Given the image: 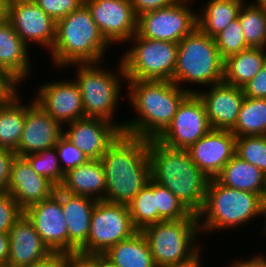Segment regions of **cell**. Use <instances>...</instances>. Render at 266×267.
Here are the masks:
<instances>
[{"label": "cell", "instance_id": "cell-1", "mask_svg": "<svg viewBox=\"0 0 266 267\" xmlns=\"http://www.w3.org/2000/svg\"><path fill=\"white\" fill-rule=\"evenodd\" d=\"M125 82L128 100L137 116L124 123L122 133L147 140L157 139L171 124L179 104L189 92L166 80Z\"/></svg>", "mask_w": 266, "mask_h": 267}, {"label": "cell", "instance_id": "cell-2", "mask_svg": "<svg viewBox=\"0 0 266 267\" xmlns=\"http://www.w3.org/2000/svg\"><path fill=\"white\" fill-rule=\"evenodd\" d=\"M100 160L106 177L105 202L128 205L151 178L147 139L122 133Z\"/></svg>", "mask_w": 266, "mask_h": 267}, {"label": "cell", "instance_id": "cell-3", "mask_svg": "<svg viewBox=\"0 0 266 267\" xmlns=\"http://www.w3.org/2000/svg\"><path fill=\"white\" fill-rule=\"evenodd\" d=\"M151 179L169 189L192 214L205 202L209 178L191 160L187 150L172 149L148 139Z\"/></svg>", "mask_w": 266, "mask_h": 267}, {"label": "cell", "instance_id": "cell-4", "mask_svg": "<svg viewBox=\"0 0 266 267\" xmlns=\"http://www.w3.org/2000/svg\"><path fill=\"white\" fill-rule=\"evenodd\" d=\"M110 44L103 37L90 10L83 3L56 21V35L49 53L59 69L72 64L100 63ZM103 59V60H102Z\"/></svg>", "mask_w": 266, "mask_h": 267}, {"label": "cell", "instance_id": "cell-5", "mask_svg": "<svg viewBox=\"0 0 266 267\" xmlns=\"http://www.w3.org/2000/svg\"><path fill=\"white\" fill-rule=\"evenodd\" d=\"M197 216L200 233H219L221 229L243 227L255 217H262L263 201L259 194L230 188L210 178L204 206Z\"/></svg>", "mask_w": 266, "mask_h": 267}, {"label": "cell", "instance_id": "cell-6", "mask_svg": "<svg viewBox=\"0 0 266 267\" xmlns=\"http://www.w3.org/2000/svg\"><path fill=\"white\" fill-rule=\"evenodd\" d=\"M223 66L224 60L214 38L196 27L178 43L172 82L189 93H195L194 88H186L187 83L208 87L223 82Z\"/></svg>", "mask_w": 266, "mask_h": 267}, {"label": "cell", "instance_id": "cell-7", "mask_svg": "<svg viewBox=\"0 0 266 267\" xmlns=\"http://www.w3.org/2000/svg\"><path fill=\"white\" fill-rule=\"evenodd\" d=\"M141 232L148 242L156 267L191 261L202 250L196 239L200 235V227L195 214L189 218L150 224Z\"/></svg>", "mask_w": 266, "mask_h": 267}, {"label": "cell", "instance_id": "cell-8", "mask_svg": "<svg viewBox=\"0 0 266 267\" xmlns=\"http://www.w3.org/2000/svg\"><path fill=\"white\" fill-rule=\"evenodd\" d=\"M101 63L103 62L98 63V66L97 63L72 64L67 68L76 65L77 77L74 80L80 90L85 118L112 122L121 97L123 82L120 80H125V73L121 60L116 72L104 69Z\"/></svg>", "mask_w": 266, "mask_h": 267}, {"label": "cell", "instance_id": "cell-9", "mask_svg": "<svg viewBox=\"0 0 266 267\" xmlns=\"http://www.w3.org/2000/svg\"><path fill=\"white\" fill-rule=\"evenodd\" d=\"M127 43H131L130 47L119 59L124 68L125 81H172L177 60L178 43L147 39L137 33ZM132 43L134 44L132 45Z\"/></svg>", "mask_w": 266, "mask_h": 267}, {"label": "cell", "instance_id": "cell-10", "mask_svg": "<svg viewBox=\"0 0 266 267\" xmlns=\"http://www.w3.org/2000/svg\"><path fill=\"white\" fill-rule=\"evenodd\" d=\"M134 227L126 204L97 201L93 209L87 242L78 250L88 255H102L118 242L131 237Z\"/></svg>", "mask_w": 266, "mask_h": 267}, {"label": "cell", "instance_id": "cell-11", "mask_svg": "<svg viewBox=\"0 0 266 267\" xmlns=\"http://www.w3.org/2000/svg\"><path fill=\"white\" fill-rule=\"evenodd\" d=\"M189 2L178 0L169 7L143 13L137 17V34L147 39L179 43L197 27V13Z\"/></svg>", "mask_w": 266, "mask_h": 267}, {"label": "cell", "instance_id": "cell-12", "mask_svg": "<svg viewBox=\"0 0 266 267\" xmlns=\"http://www.w3.org/2000/svg\"><path fill=\"white\" fill-rule=\"evenodd\" d=\"M211 130L202 100L189 93L179 104L167 129L156 139L172 149L187 150Z\"/></svg>", "mask_w": 266, "mask_h": 267}, {"label": "cell", "instance_id": "cell-13", "mask_svg": "<svg viewBox=\"0 0 266 267\" xmlns=\"http://www.w3.org/2000/svg\"><path fill=\"white\" fill-rule=\"evenodd\" d=\"M84 4L110 45H126L137 33V17L130 0H84Z\"/></svg>", "mask_w": 266, "mask_h": 267}, {"label": "cell", "instance_id": "cell-14", "mask_svg": "<svg viewBox=\"0 0 266 267\" xmlns=\"http://www.w3.org/2000/svg\"><path fill=\"white\" fill-rule=\"evenodd\" d=\"M8 21L29 46L37 43L49 52L56 35V21L33 0H10Z\"/></svg>", "mask_w": 266, "mask_h": 267}, {"label": "cell", "instance_id": "cell-15", "mask_svg": "<svg viewBox=\"0 0 266 267\" xmlns=\"http://www.w3.org/2000/svg\"><path fill=\"white\" fill-rule=\"evenodd\" d=\"M23 213L52 253H68V230L62 208V190L56 188L50 198L29 206Z\"/></svg>", "mask_w": 266, "mask_h": 267}, {"label": "cell", "instance_id": "cell-16", "mask_svg": "<svg viewBox=\"0 0 266 267\" xmlns=\"http://www.w3.org/2000/svg\"><path fill=\"white\" fill-rule=\"evenodd\" d=\"M99 118H81L68 123L63 135L89 159H100L122 134L124 121L117 123Z\"/></svg>", "mask_w": 266, "mask_h": 267}, {"label": "cell", "instance_id": "cell-17", "mask_svg": "<svg viewBox=\"0 0 266 267\" xmlns=\"http://www.w3.org/2000/svg\"><path fill=\"white\" fill-rule=\"evenodd\" d=\"M35 102L61 126L85 118L82 97L74 78L43 83L35 94ZM67 123V124H66Z\"/></svg>", "mask_w": 266, "mask_h": 267}, {"label": "cell", "instance_id": "cell-18", "mask_svg": "<svg viewBox=\"0 0 266 267\" xmlns=\"http://www.w3.org/2000/svg\"><path fill=\"white\" fill-rule=\"evenodd\" d=\"M195 93L204 104L211 129L231 131L235 127L245 99L243 88L220 82L207 90L195 89Z\"/></svg>", "mask_w": 266, "mask_h": 267}, {"label": "cell", "instance_id": "cell-19", "mask_svg": "<svg viewBox=\"0 0 266 267\" xmlns=\"http://www.w3.org/2000/svg\"><path fill=\"white\" fill-rule=\"evenodd\" d=\"M62 135L63 127L33 99L26 104L23 132L15 153L17 156L25 157L53 148Z\"/></svg>", "mask_w": 266, "mask_h": 267}, {"label": "cell", "instance_id": "cell-20", "mask_svg": "<svg viewBox=\"0 0 266 267\" xmlns=\"http://www.w3.org/2000/svg\"><path fill=\"white\" fill-rule=\"evenodd\" d=\"M235 140L230 130L211 129L187 151L191 160L209 179L215 178L235 155Z\"/></svg>", "mask_w": 266, "mask_h": 267}, {"label": "cell", "instance_id": "cell-21", "mask_svg": "<svg viewBox=\"0 0 266 267\" xmlns=\"http://www.w3.org/2000/svg\"><path fill=\"white\" fill-rule=\"evenodd\" d=\"M56 188L47 178L38 175L25 157L16 156L7 192L23 211L33 204L50 198Z\"/></svg>", "mask_w": 266, "mask_h": 267}, {"label": "cell", "instance_id": "cell-22", "mask_svg": "<svg viewBox=\"0 0 266 267\" xmlns=\"http://www.w3.org/2000/svg\"><path fill=\"white\" fill-rule=\"evenodd\" d=\"M8 236L9 267H31L53 254L24 213L15 221Z\"/></svg>", "mask_w": 266, "mask_h": 267}, {"label": "cell", "instance_id": "cell-23", "mask_svg": "<svg viewBox=\"0 0 266 267\" xmlns=\"http://www.w3.org/2000/svg\"><path fill=\"white\" fill-rule=\"evenodd\" d=\"M97 200L62 191V208L68 230V253H75L87 242L91 216Z\"/></svg>", "mask_w": 266, "mask_h": 267}, {"label": "cell", "instance_id": "cell-24", "mask_svg": "<svg viewBox=\"0 0 266 267\" xmlns=\"http://www.w3.org/2000/svg\"><path fill=\"white\" fill-rule=\"evenodd\" d=\"M30 46L16 33L9 21L0 26V72L22 84L31 73ZM25 79V81H24Z\"/></svg>", "mask_w": 266, "mask_h": 267}, {"label": "cell", "instance_id": "cell-25", "mask_svg": "<svg viewBox=\"0 0 266 267\" xmlns=\"http://www.w3.org/2000/svg\"><path fill=\"white\" fill-rule=\"evenodd\" d=\"M58 188L70 194L88 196L97 201L104 200L106 177L101 160L91 159L67 170Z\"/></svg>", "mask_w": 266, "mask_h": 267}, {"label": "cell", "instance_id": "cell-26", "mask_svg": "<svg viewBox=\"0 0 266 267\" xmlns=\"http://www.w3.org/2000/svg\"><path fill=\"white\" fill-rule=\"evenodd\" d=\"M266 63V49L249 47L227 57L223 66V82L243 87Z\"/></svg>", "mask_w": 266, "mask_h": 267}, {"label": "cell", "instance_id": "cell-27", "mask_svg": "<svg viewBox=\"0 0 266 267\" xmlns=\"http://www.w3.org/2000/svg\"><path fill=\"white\" fill-rule=\"evenodd\" d=\"M102 255L118 267H156L141 231L113 245Z\"/></svg>", "mask_w": 266, "mask_h": 267}, {"label": "cell", "instance_id": "cell-28", "mask_svg": "<svg viewBox=\"0 0 266 267\" xmlns=\"http://www.w3.org/2000/svg\"><path fill=\"white\" fill-rule=\"evenodd\" d=\"M215 179L224 186L261 196L264 173L255 165L234 155L216 175Z\"/></svg>", "mask_w": 266, "mask_h": 267}, {"label": "cell", "instance_id": "cell-29", "mask_svg": "<svg viewBox=\"0 0 266 267\" xmlns=\"http://www.w3.org/2000/svg\"><path fill=\"white\" fill-rule=\"evenodd\" d=\"M246 0H209L200 13L197 12V27L214 38L238 18L243 2Z\"/></svg>", "mask_w": 266, "mask_h": 267}, {"label": "cell", "instance_id": "cell-30", "mask_svg": "<svg viewBox=\"0 0 266 267\" xmlns=\"http://www.w3.org/2000/svg\"><path fill=\"white\" fill-rule=\"evenodd\" d=\"M20 95L19 92L0 109V148L14 152L20 142L26 117V104L22 103Z\"/></svg>", "mask_w": 266, "mask_h": 267}, {"label": "cell", "instance_id": "cell-31", "mask_svg": "<svg viewBox=\"0 0 266 267\" xmlns=\"http://www.w3.org/2000/svg\"><path fill=\"white\" fill-rule=\"evenodd\" d=\"M238 18L247 46L266 49V4L244 1Z\"/></svg>", "mask_w": 266, "mask_h": 267}, {"label": "cell", "instance_id": "cell-32", "mask_svg": "<svg viewBox=\"0 0 266 267\" xmlns=\"http://www.w3.org/2000/svg\"><path fill=\"white\" fill-rule=\"evenodd\" d=\"M231 132L235 137L266 135V99L245 96Z\"/></svg>", "mask_w": 266, "mask_h": 267}, {"label": "cell", "instance_id": "cell-33", "mask_svg": "<svg viewBox=\"0 0 266 267\" xmlns=\"http://www.w3.org/2000/svg\"><path fill=\"white\" fill-rule=\"evenodd\" d=\"M134 227L141 231L150 224L158 222L156 202V182L151 178L140 192L128 204Z\"/></svg>", "mask_w": 266, "mask_h": 267}, {"label": "cell", "instance_id": "cell-34", "mask_svg": "<svg viewBox=\"0 0 266 267\" xmlns=\"http://www.w3.org/2000/svg\"><path fill=\"white\" fill-rule=\"evenodd\" d=\"M25 158L38 175L47 178L57 188L61 185L65 172L61 168L55 147L28 154Z\"/></svg>", "mask_w": 266, "mask_h": 267}, {"label": "cell", "instance_id": "cell-35", "mask_svg": "<svg viewBox=\"0 0 266 267\" xmlns=\"http://www.w3.org/2000/svg\"><path fill=\"white\" fill-rule=\"evenodd\" d=\"M235 155L266 173V135L236 137Z\"/></svg>", "mask_w": 266, "mask_h": 267}, {"label": "cell", "instance_id": "cell-36", "mask_svg": "<svg viewBox=\"0 0 266 267\" xmlns=\"http://www.w3.org/2000/svg\"><path fill=\"white\" fill-rule=\"evenodd\" d=\"M214 41L223 60L249 48L245 42L239 18L231 21L224 30L214 37Z\"/></svg>", "mask_w": 266, "mask_h": 267}, {"label": "cell", "instance_id": "cell-37", "mask_svg": "<svg viewBox=\"0 0 266 267\" xmlns=\"http://www.w3.org/2000/svg\"><path fill=\"white\" fill-rule=\"evenodd\" d=\"M156 202L158 207V222L189 218L192 215L169 189L157 182Z\"/></svg>", "mask_w": 266, "mask_h": 267}, {"label": "cell", "instance_id": "cell-38", "mask_svg": "<svg viewBox=\"0 0 266 267\" xmlns=\"http://www.w3.org/2000/svg\"><path fill=\"white\" fill-rule=\"evenodd\" d=\"M55 148L58 152V159L64 172L84 164L89 160L82 151L70 142L64 135L59 138Z\"/></svg>", "mask_w": 266, "mask_h": 267}, {"label": "cell", "instance_id": "cell-39", "mask_svg": "<svg viewBox=\"0 0 266 267\" xmlns=\"http://www.w3.org/2000/svg\"><path fill=\"white\" fill-rule=\"evenodd\" d=\"M22 213L13 197L7 191H0V233H8Z\"/></svg>", "mask_w": 266, "mask_h": 267}, {"label": "cell", "instance_id": "cell-40", "mask_svg": "<svg viewBox=\"0 0 266 267\" xmlns=\"http://www.w3.org/2000/svg\"><path fill=\"white\" fill-rule=\"evenodd\" d=\"M55 21L66 17L71 12L77 10L84 0H33Z\"/></svg>", "mask_w": 266, "mask_h": 267}, {"label": "cell", "instance_id": "cell-41", "mask_svg": "<svg viewBox=\"0 0 266 267\" xmlns=\"http://www.w3.org/2000/svg\"><path fill=\"white\" fill-rule=\"evenodd\" d=\"M242 88L246 97L266 99V63Z\"/></svg>", "mask_w": 266, "mask_h": 267}, {"label": "cell", "instance_id": "cell-42", "mask_svg": "<svg viewBox=\"0 0 266 267\" xmlns=\"http://www.w3.org/2000/svg\"><path fill=\"white\" fill-rule=\"evenodd\" d=\"M18 86L20 83L11 75L0 72V109L19 93Z\"/></svg>", "mask_w": 266, "mask_h": 267}, {"label": "cell", "instance_id": "cell-43", "mask_svg": "<svg viewBox=\"0 0 266 267\" xmlns=\"http://www.w3.org/2000/svg\"><path fill=\"white\" fill-rule=\"evenodd\" d=\"M17 154L9 149L0 148V191H7L12 164Z\"/></svg>", "mask_w": 266, "mask_h": 267}, {"label": "cell", "instance_id": "cell-44", "mask_svg": "<svg viewBox=\"0 0 266 267\" xmlns=\"http://www.w3.org/2000/svg\"><path fill=\"white\" fill-rule=\"evenodd\" d=\"M64 267H100V255L64 253Z\"/></svg>", "mask_w": 266, "mask_h": 267}, {"label": "cell", "instance_id": "cell-45", "mask_svg": "<svg viewBox=\"0 0 266 267\" xmlns=\"http://www.w3.org/2000/svg\"><path fill=\"white\" fill-rule=\"evenodd\" d=\"M177 1L178 0H130L136 17L146 12L169 7Z\"/></svg>", "mask_w": 266, "mask_h": 267}, {"label": "cell", "instance_id": "cell-46", "mask_svg": "<svg viewBox=\"0 0 266 267\" xmlns=\"http://www.w3.org/2000/svg\"><path fill=\"white\" fill-rule=\"evenodd\" d=\"M233 264L229 265L230 267H266V255L264 257V255H260L257 254V256H252L248 257V259L246 260V258L243 260H238V261H232Z\"/></svg>", "mask_w": 266, "mask_h": 267}, {"label": "cell", "instance_id": "cell-47", "mask_svg": "<svg viewBox=\"0 0 266 267\" xmlns=\"http://www.w3.org/2000/svg\"><path fill=\"white\" fill-rule=\"evenodd\" d=\"M31 267H64V253H53L46 260Z\"/></svg>", "mask_w": 266, "mask_h": 267}, {"label": "cell", "instance_id": "cell-48", "mask_svg": "<svg viewBox=\"0 0 266 267\" xmlns=\"http://www.w3.org/2000/svg\"><path fill=\"white\" fill-rule=\"evenodd\" d=\"M9 260V236L8 233H0V266L8 265Z\"/></svg>", "mask_w": 266, "mask_h": 267}, {"label": "cell", "instance_id": "cell-49", "mask_svg": "<svg viewBox=\"0 0 266 267\" xmlns=\"http://www.w3.org/2000/svg\"><path fill=\"white\" fill-rule=\"evenodd\" d=\"M10 0H0V26L8 21Z\"/></svg>", "mask_w": 266, "mask_h": 267}, {"label": "cell", "instance_id": "cell-50", "mask_svg": "<svg viewBox=\"0 0 266 267\" xmlns=\"http://www.w3.org/2000/svg\"><path fill=\"white\" fill-rule=\"evenodd\" d=\"M201 253H199L193 260L184 262L181 264H174V265H167V266H161V267H201Z\"/></svg>", "mask_w": 266, "mask_h": 267}, {"label": "cell", "instance_id": "cell-51", "mask_svg": "<svg viewBox=\"0 0 266 267\" xmlns=\"http://www.w3.org/2000/svg\"><path fill=\"white\" fill-rule=\"evenodd\" d=\"M100 267H118L107 260L103 255H100Z\"/></svg>", "mask_w": 266, "mask_h": 267}, {"label": "cell", "instance_id": "cell-52", "mask_svg": "<svg viewBox=\"0 0 266 267\" xmlns=\"http://www.w3.org/2000/svg\"><path fill=\"white\" fill-rule=\"evenodd\" d=\"M261 198L263 202L266 200V173H264L263 189H262Z\"/></svg>", "mask_w": 266, "mask_h": 267}, {"label": "cell", "instance_id": "cell-53", "mask_svg": "<svg viewBox=\"0 0 266 267\" xmlns=\"http://www.w3.org/2000/svg\"><path fill=\"white\" fill-rule=\"evenodd\" d=\"M266 218V200L263 202V218ZM266 223V220L264 221ZM264 231L266 232V225L264 226Z\"/></svg>", "mask_w": 266, "mask_h": 267}, {"label": "cell", "instance_id": "cell-54", "mask_svg": "<svg viewBox=\"0 0 266 267\" xmlns=\"http://www.w3.org/2000/svg\"><path fill=\"white\" fill-rule=\"evenodd\" d=\"M256 2H260V3H265L266 4V0H255Z\"/></svg>", "mask_w": 266, "mask_h": 267}]
</instances>
